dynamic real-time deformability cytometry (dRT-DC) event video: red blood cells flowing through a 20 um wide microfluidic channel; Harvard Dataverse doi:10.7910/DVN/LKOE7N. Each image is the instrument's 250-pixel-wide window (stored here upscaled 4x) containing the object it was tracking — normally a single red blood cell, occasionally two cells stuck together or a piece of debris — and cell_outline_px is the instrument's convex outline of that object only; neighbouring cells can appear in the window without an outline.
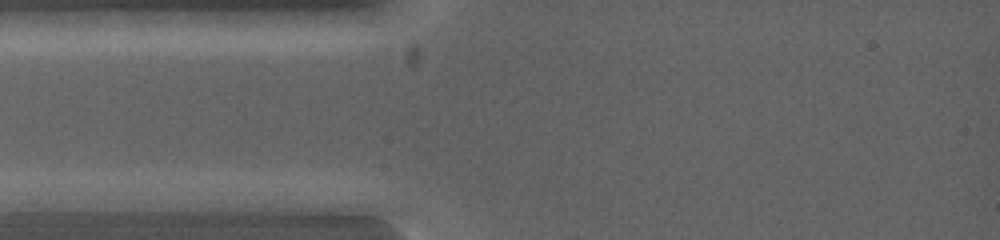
{"species": "common noctule bat (a hibernating species)", "species_latin": "Nyctalus noctula", "temperature_condition": "warm", "stored_images_in_passage": 3, "camera_frame_rate_fps": 5000, "um_per_image_px": 0.085, "animal": {"sex": "female", "body_mass_g": 19.0, "forearm_length_mm": 53.3}, "frame": {"image": 1, "passage_image": 2, "time_ms": 0.4, "image_size_px": [1000, 240], "cell_outline_px": [[124, 200], [68, 212], [28, 212], [16, 200], [24, 192], [104, 192]], "centroid_in_image_um": [5.41, 17.09], "position_along_channel_um": 79.6, "area_um2": 11.85}}